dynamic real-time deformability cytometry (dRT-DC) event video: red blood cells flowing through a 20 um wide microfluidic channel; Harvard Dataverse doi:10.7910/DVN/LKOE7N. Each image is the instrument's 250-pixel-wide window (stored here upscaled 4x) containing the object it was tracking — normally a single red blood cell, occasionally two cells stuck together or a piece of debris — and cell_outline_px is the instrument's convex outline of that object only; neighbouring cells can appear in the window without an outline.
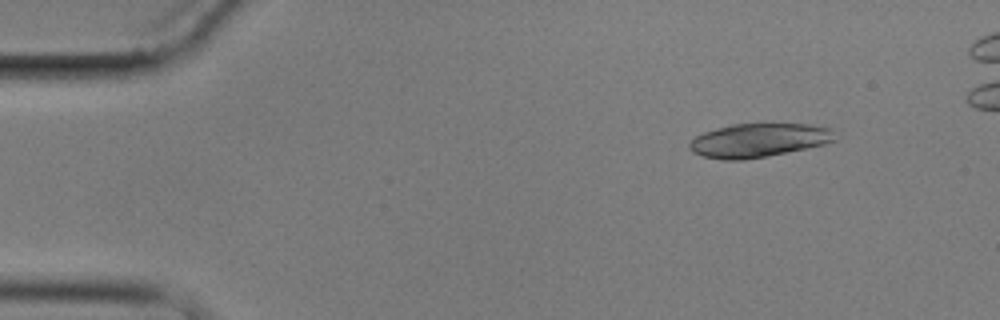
{"species": "common noctule bat (a hibernating species)", "species_latin": "Nyctalus noctula", "temperature_condition": "cold", "stored_images_in_passage": 5, "camera_frame_rate_fps": 3000, "um_per_image_px": 0.085, "animal": {"sex": "male", "body_mass_g": 17.9}, "frame": {"image": 1, "passage_image": 2, "time_ms": 1.333, "image_size_px": [1000, 320], "cell_outline_px": [[836, 140], [824, 144], [768, 156], [744, 160], [724, 160], [700, 156], [692, 152], [688, 148], [688, 144], [696, 136], [704, 132], [716, 128], [732, 124], [808, 124], [832, 128]], "centroid_in_image_um": [64.45, 11.93], "position_along_channel_um": 20.6, "area_um2": 28.67}}